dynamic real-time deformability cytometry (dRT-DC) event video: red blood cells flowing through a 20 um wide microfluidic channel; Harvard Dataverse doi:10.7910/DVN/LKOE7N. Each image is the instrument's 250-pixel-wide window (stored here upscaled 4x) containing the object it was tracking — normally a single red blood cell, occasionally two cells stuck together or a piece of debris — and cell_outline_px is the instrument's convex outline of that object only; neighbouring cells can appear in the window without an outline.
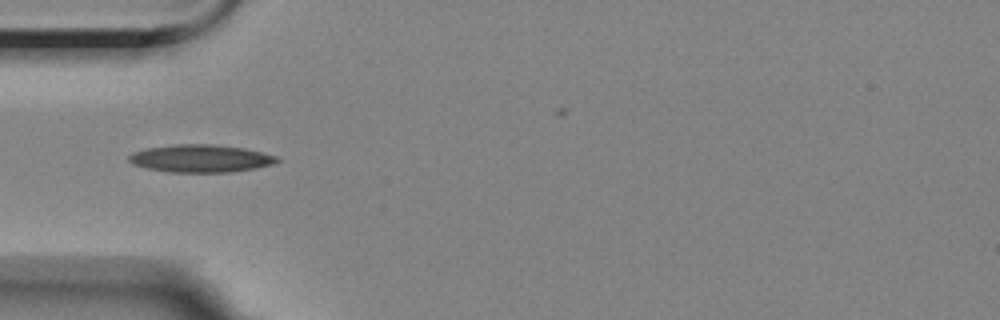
{"species": "Egyptian fruit bat (a non-hibernating species)", "species_latin": "Rousettus aegyptiacus", "temperature_condition": "room temperature", "stored_images_in_passage": 6, "camera_frame_rate_fps": 3000, "um_per_image_px": 0.085, "animal": {"sex": "female"}, "frame": {"image": 1, "passage_image": 4, "time_ms": 3.667, "image_size_px": [1000, 320], "cell_outline_px": [[280, 160], [272, 164], [256, 168], [232, 172], [168, 172], [148, 168], [132, 164], [128, 160], [128, 156], [132, 152], [144, 148], [176, 144], [212, 144], [244, 148], [276, 156]], "centroid_in_image_um": [17.01, 13.46], "position_along_channel_um": 68.0, "area_um2": 23.87}}
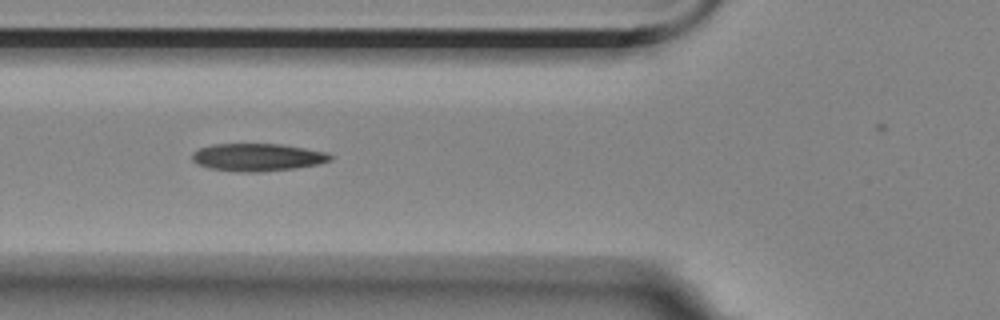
{"frame": {"image": 2, "passage_image": 5, "time_ms": 4.667, "image_size_px": [1000, 320], "cell_outline_px": [[336, 156], [332, 160], [316, 164], [292, 168], [260, 172], [240, 172], [208, 168], [196, 164], [192, 160], [192, 152], [200, 148], [212, 144], [280, 144], [328, 152]], "centroid_in_image_um": [21.88, 13.36], "position_along_channel_um": 103.9, "area_um2": 22.31}}